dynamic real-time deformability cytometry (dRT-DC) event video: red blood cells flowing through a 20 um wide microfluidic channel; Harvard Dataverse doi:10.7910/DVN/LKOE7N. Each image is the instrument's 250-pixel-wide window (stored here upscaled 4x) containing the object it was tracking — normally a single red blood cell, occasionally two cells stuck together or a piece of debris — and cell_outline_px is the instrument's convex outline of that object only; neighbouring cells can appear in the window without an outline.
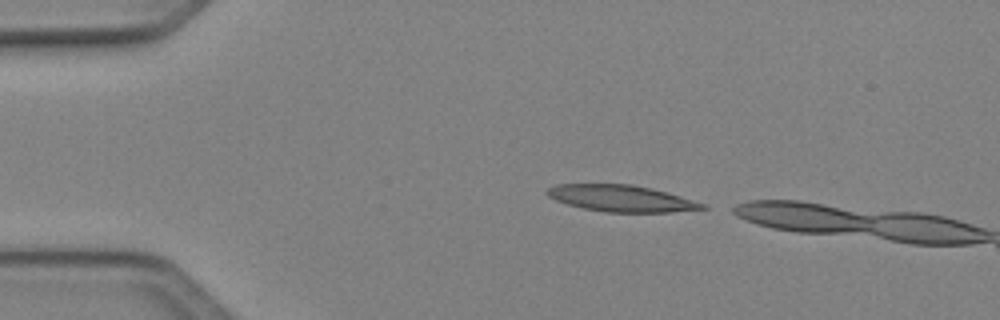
{"species": "Egyptian fruit bat (a non-hibernating species)", "species_latin": "Rousettus aegyptiacus", "temperature_condition": "cold", "stored_images_in_passage": 6, "camera_frame_rate_fps": 3000, "um_per_image_px": 0.085, "animal": {"sex": "female"}, "frame": {"image": 1, "passage_image": 1, "time_ms": 0.0, "image_size_px": [1000, 320], "cell_outline_px": [[708, 208], [672, 212], [604, 212], [584, 208], [568, 204], [556, 200], [548, 196], [544, 192], [548, 188], [556, 184], [632, 184], [652, 188], [668, 192], [708, 204]], "centroid_in_image_um": [52.85, 16.86], "position_along_channel_um": 32.2, "area_um2": 24.16}}